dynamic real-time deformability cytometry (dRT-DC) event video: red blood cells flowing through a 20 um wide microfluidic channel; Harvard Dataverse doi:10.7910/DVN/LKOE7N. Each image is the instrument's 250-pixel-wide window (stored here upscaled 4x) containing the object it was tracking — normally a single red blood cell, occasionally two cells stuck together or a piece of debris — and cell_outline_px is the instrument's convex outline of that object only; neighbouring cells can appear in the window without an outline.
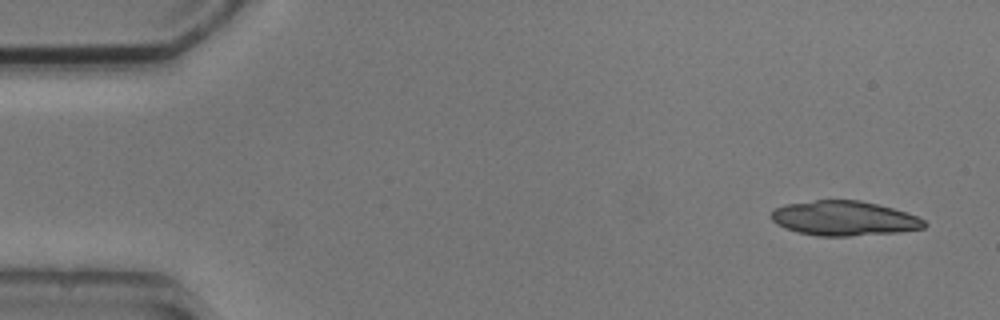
{"species": "common noctule bat (a hibernating species)", "species_latin": "Nyctalus noctula", "temperature_condition": "cold", "stored_images_in_passage": 5, "camera_frame_rate_fps": 3000, "um_per_image_px": 0.085, "animal": {"sex": "male", "body_mass_g": 20.5, "forearm_length_mm": 52.5}, "frame": {"image": 1, "passage_image": 1, "time_ms": 0.0, "image_size_px": [1000, 320], "cell_outline_px": [[928, 224], [924, 228], [900, 232], [848, 236], [816, 236], [796, 232], [784, 228], [776, 224], [768, 216], [776, 208], [788, 204], [816, 200], [860, 200], [892, 208], [916, 216], [924, 220]], "centroid_in_image_um": [71.72, 18.57], "position_along_channel_um": 13.3, "area_um2": 30.92}}
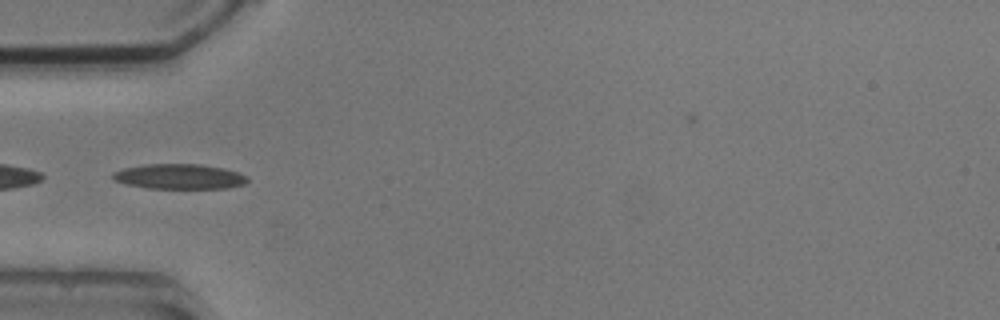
{"frame": {"image": 2, "passage_image": 5, "time_ms": 4.667, "image_size_px": [1000, 320], "cell_outline_px": [[248, 180], [244, 184], [228, 188], [148, 188], [124, 184], [112, 180], [112, 172], [124, 168], [144, 164], [200, 164], [224, 168], [240, 172], [248, 176]], "centroid_in_image_um": [15.23, 15.0], "position_along_channel_um": 69.8, "area_um2": 19.88}}